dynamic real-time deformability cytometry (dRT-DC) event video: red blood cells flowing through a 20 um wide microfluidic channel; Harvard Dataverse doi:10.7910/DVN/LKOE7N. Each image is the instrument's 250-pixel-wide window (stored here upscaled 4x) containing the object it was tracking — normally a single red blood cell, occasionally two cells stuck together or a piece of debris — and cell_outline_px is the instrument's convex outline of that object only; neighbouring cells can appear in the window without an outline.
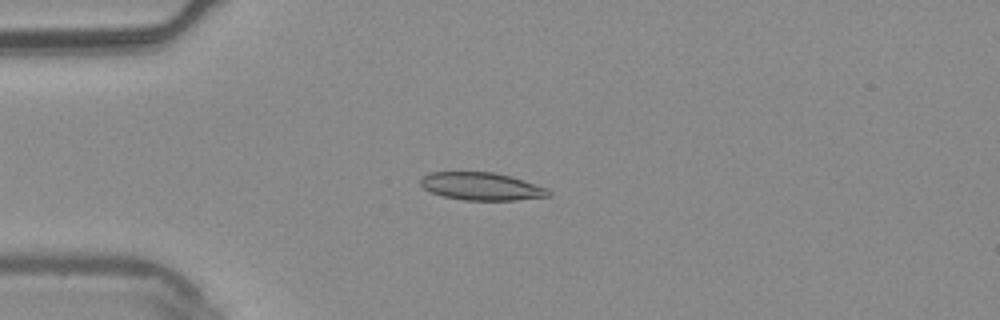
{"species": "common noctule bat (a hibernating species)", "species_latin": "Nyctalus noctula", "temperature_condition": "warm", "stored_images_in_passage": 5, "camera_frame_rate_fps": 3000, "um_per_image_px": 0.085, "animal": {"sex": "male", "body_mass_g": 20.4}, "frame": {"image": 1, "passage_image": 4, "time_ms": 1.0, "image_size_px": [1000, 320], "cell_outline_px": [[552, 196], [516, 200], [464, 200], [444, 196], [432, 192], [424, 188], [420, 184], [420, 180], [428, 172], [492, 172], [512, 176], [548, 188], [552, 192]], "centroid_in_image_um": [40.98, 15.84], "position_along_channel_um": 44.0, "area_um2": 20.75}}